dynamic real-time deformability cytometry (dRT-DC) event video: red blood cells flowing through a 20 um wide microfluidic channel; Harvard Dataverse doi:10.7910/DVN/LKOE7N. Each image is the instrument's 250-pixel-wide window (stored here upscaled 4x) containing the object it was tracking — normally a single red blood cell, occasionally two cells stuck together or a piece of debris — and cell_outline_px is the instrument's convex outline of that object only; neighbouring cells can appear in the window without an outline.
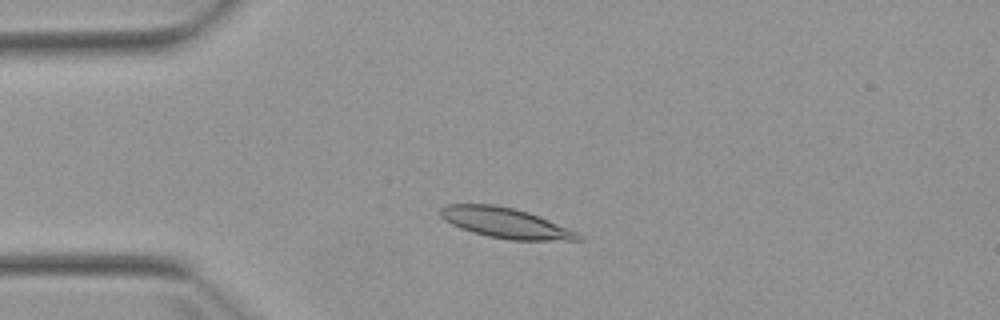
{"species": "Egyptian fruit bat (a non-hibernating species)", "species_latin": "Rousettus aegyptiacus", "temperature_condition": "warm", "stored_images_in_passage": 3, "camera_frame_rate_fps": 3000, "um_per_image_px": 0.085, "animal": {"sex": "female"}, "frame": {"image": 1, "passage_image": 3, "time_ms": 2.333, "image_size_px": [1000, 320], "cell_outline_px": [[584, 240], [508, 240], [488, 236], [472, 232], [460, 228], [444, 220], [440, 216], [440, 208], [444, 204], [492, 204], [512, 208], [528, 212], [548, 220], [576, 232], [584, 236]], "centroid_in_image_um": [42.93, 18.95], "position_along_channel_um": 42.1, "area_um2": 24.16}}